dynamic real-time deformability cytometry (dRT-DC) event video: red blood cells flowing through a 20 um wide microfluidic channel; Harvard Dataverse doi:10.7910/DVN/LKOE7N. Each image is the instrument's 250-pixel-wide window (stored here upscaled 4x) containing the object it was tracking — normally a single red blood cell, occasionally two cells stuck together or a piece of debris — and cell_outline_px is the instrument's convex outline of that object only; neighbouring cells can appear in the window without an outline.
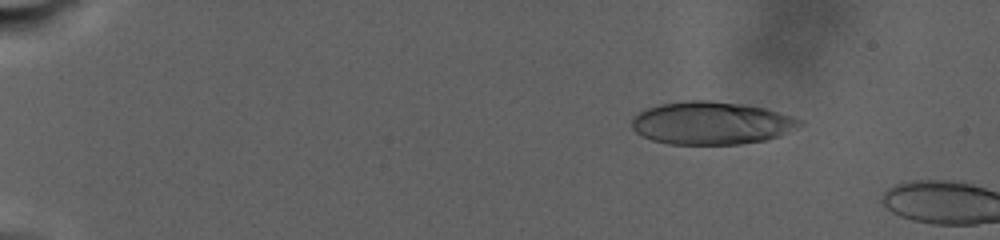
{"species": "human", "species_latin": "Homo sapiens", "temperature_condition": "warm", "stored_images_in_passage": 9, "camera_frame_rate_fps": 3000, "um_per_image_px": 0.085, "donor": {"sex": "male"}, "frame": {"image": 1, "passage_image": 7, "time_ms": 4.667, "image_size_px": [1000, 240], "cell_outline_px": [[804, 124], [768, 140], [740, 144], [668, 144], [652, 140], [636, 132], [632, 128], [632, 116], [644, 108], [660, 104], [688, 100], [708, 100], [740, 104], [764, 108], [792, 116], [804, 120]], "centroid_in_image_um": [60.44, 10.46], "position_along_channel_um": 24.6, "area_um2": 41.96}}